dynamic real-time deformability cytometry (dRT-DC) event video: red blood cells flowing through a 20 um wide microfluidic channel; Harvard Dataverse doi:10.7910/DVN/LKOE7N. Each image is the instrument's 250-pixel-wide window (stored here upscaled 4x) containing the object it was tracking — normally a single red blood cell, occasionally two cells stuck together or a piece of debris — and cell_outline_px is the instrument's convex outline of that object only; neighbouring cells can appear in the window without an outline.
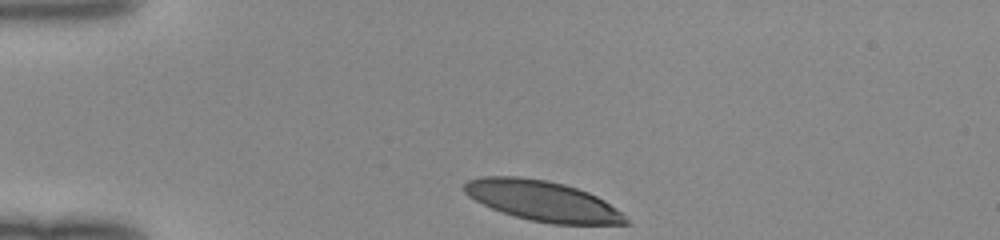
{"species": "human", "species_latin": "Homo sapiens", "temperature_condition": "room temperature", "stored_images_in_passage": 31, "camera_frame_rate_fps": 3000, "um_per_image_px": 0.085, "donor": {"sex": "female"}, "frame": {"image": 1, "passage_image": 1, "time_ms": 0.0, "image_size_px": [1000, 240], "cell_outline_px": [[632, 224], [552, 224], [528, 220], [492, 208], [468, 196], [464, 192], [464, 184], [468, 180], [480, 176], [520, 176], [548, 180], [564, 184], [588, 192], [604, 200], [616, 208]], "centroid_in_image_um": [46.12, 17.07], "position_along_channel_um": 38.9, "area_um2": 37.74}}
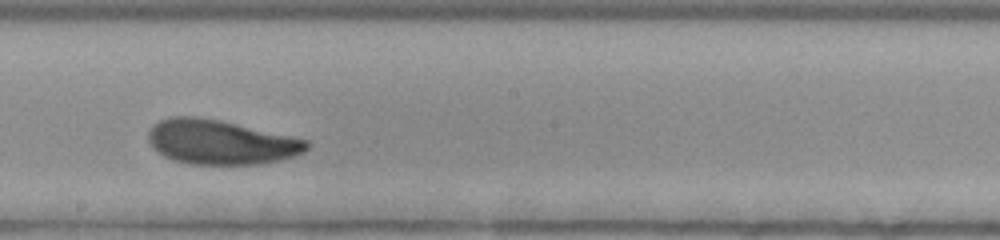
{"frame": {"image": 2, "passage_image": 18, "time_ms": 5.667, "image_size_px": [1000, 240], "cell_outline_px": [[312, 144], [304, 152], [296, 156], [280, 160], [260, 164], [192, 164], [172, 160], [156, 152], [148, 140], [148, 132], [152, 124], [168, 116], [196, 116], [220, 120], [308, 140]], "centroid_in_image_um": [18.74, 12.08], "position_along_channel_um": 229.5, "area_um2": 41.33}}
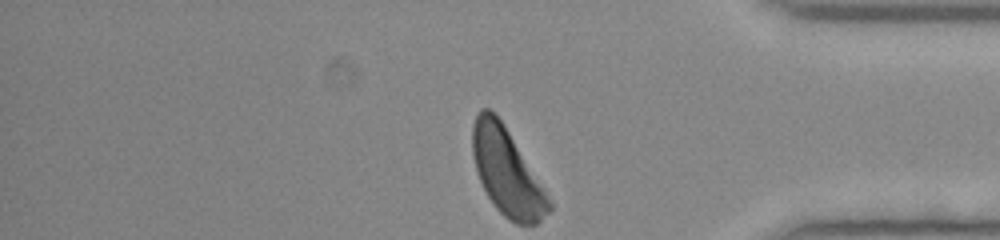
{"frame": {"image": 3, "passage_image": 31, "time_ms": 10.0, "image_size_px": [1000, 240], "cell_outline_px": [[552, 208], [536, 224], [516, 224], [508, 220], [492, 204], [476, 172], [472, 156], [472, 124], [480, 108], [488, 108], [504, 124], [544, 188], [552, 204]], "centroid_in_image_um": [43.06, 14.62], "position_along_channel_um": 392.1, "area_um2": 38.38}}